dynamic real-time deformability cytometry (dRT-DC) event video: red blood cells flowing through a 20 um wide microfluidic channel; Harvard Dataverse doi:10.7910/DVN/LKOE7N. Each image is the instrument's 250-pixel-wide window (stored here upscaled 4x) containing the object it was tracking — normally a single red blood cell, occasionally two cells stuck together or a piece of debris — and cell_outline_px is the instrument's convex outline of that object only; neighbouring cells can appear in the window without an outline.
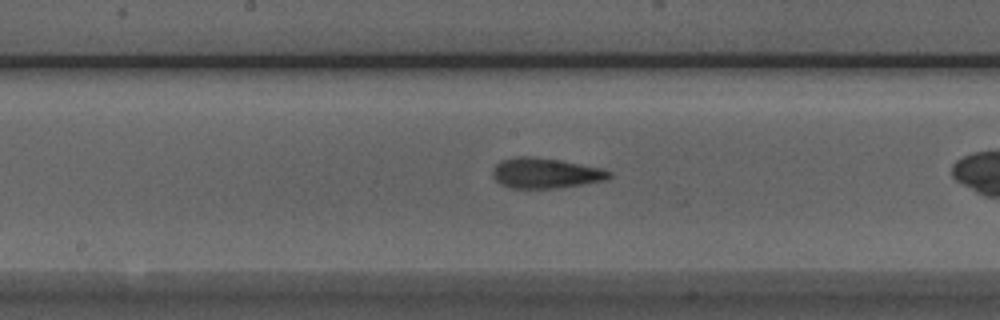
{"species": "Egyptian fruit bat (a non-hibernating species)", "species_latin": "Rousettus aegyptiacus", "temperature_condition": "room temperature", "stored_images_in_passage": 34, "camera_frame_rate_fps": 3000, "um_per_image_px": 0.085, "animal": {"sex": "male"}, "frame": {"image": 1, "passage_image": 20, "time_ms": 6.333, "image_size_px": [1000, 320], "cell_outline_px": [[612, 176], [608, 180], [560, 188], [508, 188], [500, 184], [492, 176], [492, 168], [496, 164], [504, 160], [516, 156], [536, 156], [560, 160], [604, 168], [612, 172]], "centroid_in_image_um": [46.4, 14.71], "position_along_channel_um": 201.8, "area_um2": 20.98}}
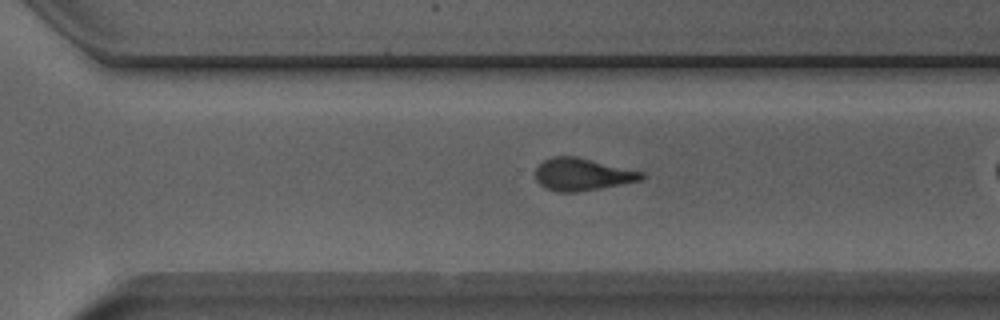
{"frame": {"image": 2, "passage_image": 29, "time_ms": 9.333, "image_size_px": [1000, 320], "cell_outline_px": [[644, 176], [640, 180], [600, 188], [576, 192], [556, 192], [544, 188], [536, 180], [536, 168], [544, 160], [552, 156], [576, 156], [644, 172]], "centroid_in_image_um": [49.45, 14.82], "position_along_channel_um": 321.1, "area_um2": 19.88}}